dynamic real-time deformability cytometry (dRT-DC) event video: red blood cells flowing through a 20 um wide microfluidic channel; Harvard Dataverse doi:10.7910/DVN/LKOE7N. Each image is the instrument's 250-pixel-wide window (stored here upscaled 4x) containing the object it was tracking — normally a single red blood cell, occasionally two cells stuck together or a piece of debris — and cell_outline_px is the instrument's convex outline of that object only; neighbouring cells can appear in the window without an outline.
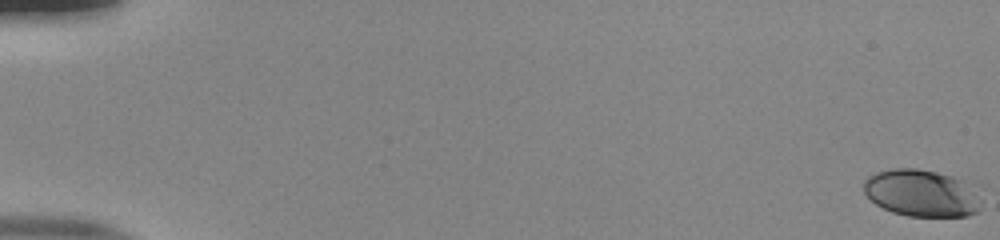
{"species": "human", "species_latin": "Homo sapiens", "temperature_condition": "room temperature", "stored_images_in_passage": 17, "camera_frame_rate_fps": 3000, "um_per_image_px": 0.085, "donor": {"sex": "male"}, "frame": {"image": 1, "passage_image": 1, "time_ms": 0.0, "image_size_px": [1000, 240], "cell_outline_px": [[976, 212], [968, 216], [908, 216], [892, 212], [876, 204], [864, 192], [864, 180], [868, 176], [876, 172], [892, 168], [916, 168], [936, 172], [948, 176], [956, 180], [976, 208]], "centroid_in_image_um": [78.03, 16.42], "position_along_channel_um": 7.0, "area_um2": 30.0}}